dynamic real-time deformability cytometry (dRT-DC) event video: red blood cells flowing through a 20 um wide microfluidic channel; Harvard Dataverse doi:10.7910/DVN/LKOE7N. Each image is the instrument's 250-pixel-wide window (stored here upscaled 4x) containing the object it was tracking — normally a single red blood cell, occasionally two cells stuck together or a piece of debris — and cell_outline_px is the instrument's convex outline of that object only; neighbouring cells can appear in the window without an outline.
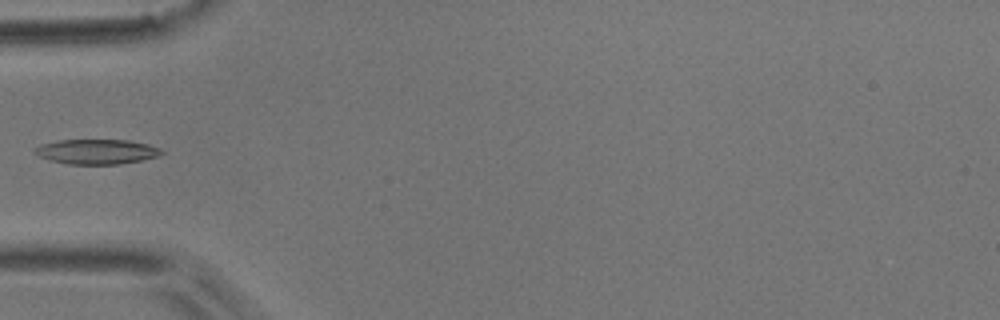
{"species": "common noctule bat (a hibernating species)", "species_latin": "Nyctalus noctula", "temperature_condition": "room temperature", "stored_images_in_passage": 8, "camera_frame_rate_fps": 3000, "um_per_image_px": 0.085, "animal": {"sex": "male", "body_mass_g": 17.9}, "frame": {"image": 1, "passage_image": 4, "time_ms": 3.667, "image_size_px": [1000, 320], "cell_outline_px": [[164, 152], [160, 156], [120, 164], [68, 164], [48, 160], [32, 152], [32, 148], [40, 144], [56, 140], [128, 140], [148, 144], [160, 148]], "centroid_in_image_um": [8.17, 12.88], "position_along_channel_um": 76.8, "area_um2": 18.55}}
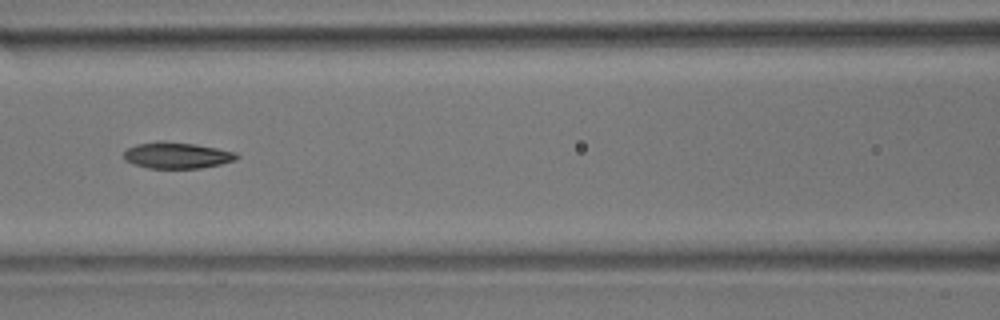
{"frame": {"image": 2, "passage_image": 6, "time_ms": 5.667, "image_size_px": [1000, 320], "cell_outline_px": [[240, 156], [236, 160], [220, 164], [200, 168], [148, 168], [132, 164], [124, 160], [124, 152], [128, 148], [136, 144], [160, 140], [192, 144], [216, 148], [236, 152]], "centroid_in_image_um": [15.01, 13.2], "position_along_channel_um": 151.6, "area_um2": 17.28}}
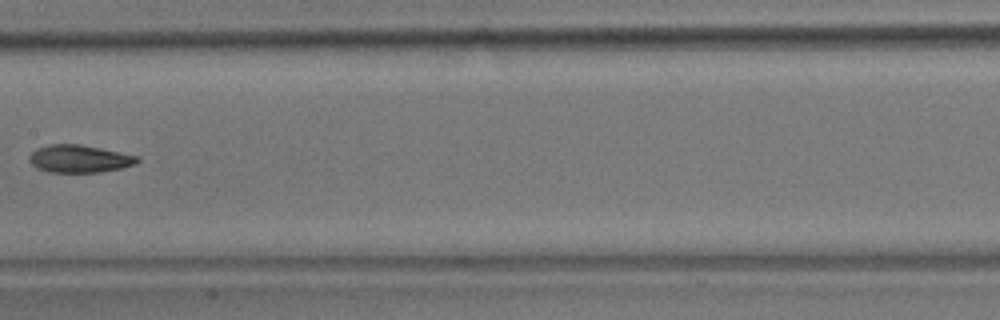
{"frame": {"image": 3, "passage_image": 7, "time_ms": 7.0, "image_size_px": [1000, 320], "cell_outline_px": [[140, 160], [136, 164], [120, 168], [100, 172], [48, 172], [36, 168], [28, 160], [28, 156], [36, 148], [48, 144], [80, 144], [140, 156]], "centroid_in_image_um": [6.73, 13.49], "position_along_channel_um": 200.7, "area_um2": 17.51}}